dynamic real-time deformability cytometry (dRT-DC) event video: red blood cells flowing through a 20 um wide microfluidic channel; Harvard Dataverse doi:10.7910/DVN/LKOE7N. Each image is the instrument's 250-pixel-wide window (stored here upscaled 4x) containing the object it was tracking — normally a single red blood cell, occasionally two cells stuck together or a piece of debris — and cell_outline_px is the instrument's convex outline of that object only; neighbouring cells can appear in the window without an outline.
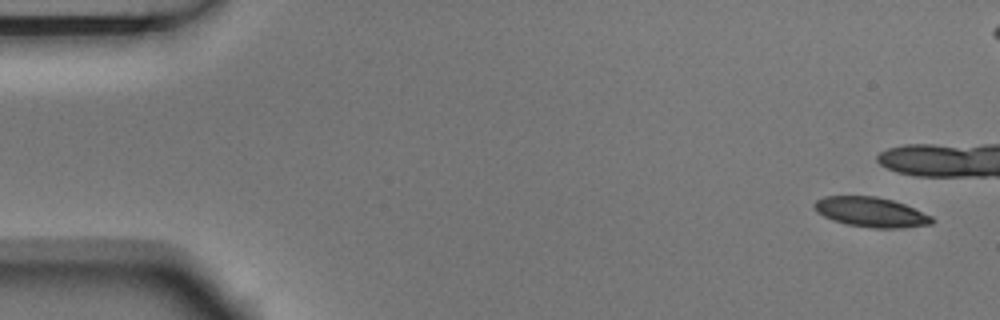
{"species": "Egyptian fruit bat (a non-hibernating species)", "species_latin": "Rousettus aegyptiacus", "temperature_condition": "room temperature", "stored_images_in_passage": 10, "camera_frame_rate_fps": 3000, "um_per_image_px": 0.085, "animal": {"sex": "male"}, "frame": {"image": 1, "passage_image": 1, "time_ms": 0.0, "image_size_px": [1000, 320], "cell_outline_px": [[936, 220], [932, 224], [900, 228], [872, 228], [848, 224], [832, 220], [816, 212], [812, 208], [812, 204], [816, 200], [824, 196], [876, 196], [892, 200], [904, 204], [932, 216]], "centroid_in_image_um": [74.01, 18.03], "position_along_channel_um": 11.0, "area_um2": 20.58}}
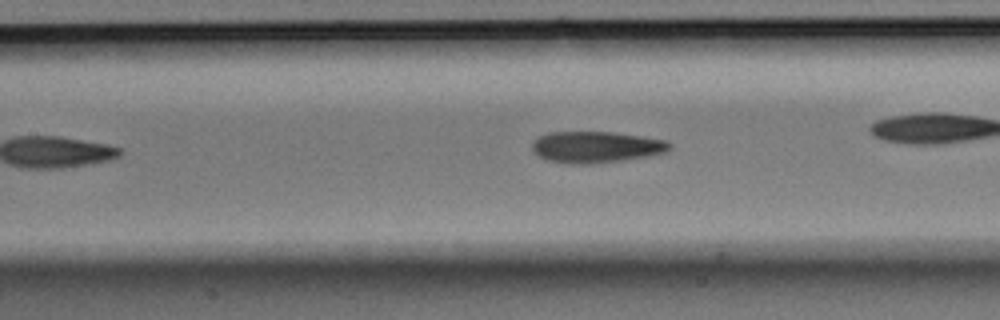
{"frame": {"image": 2, "passage_image": 9, "time_ms": 2.667, "image_size_px": [1000, 320], "cell_outline_px": [[672, 144], [664, 152], [648, 156], [620, 160], [588, 164], [568, 164], [544, 160], [532, 148], [532, 144], [540, 136], [548, 132], [612, 132], [640, 136], [664, 140]], "centroid_in_image_um": [50.62, 12.5], "position_along_channel_um": 156.8, "area_um2": 24.8}}